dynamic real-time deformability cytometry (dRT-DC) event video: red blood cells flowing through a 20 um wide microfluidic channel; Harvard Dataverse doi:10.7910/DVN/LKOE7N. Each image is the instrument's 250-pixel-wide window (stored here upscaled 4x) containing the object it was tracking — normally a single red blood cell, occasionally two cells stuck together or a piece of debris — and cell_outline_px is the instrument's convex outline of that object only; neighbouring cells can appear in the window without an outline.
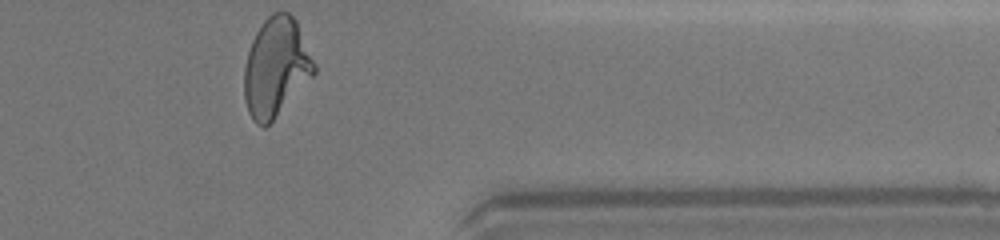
{"species": "human", "species_latin": "Homo sapiens", "temperature_condition": "warm", "stored_images_in_passage": 30, "camera_frame_rate_fps": 3000, "um_per_image_px": 0.085, "donor": {"sex": "female"}, "frame": {"image": 1, "passage_image": 30, "time_ms": 9.667, "image_size_px": [1000, 240], "cell_outline_px": [[316, 72], [272, 120], [264, 128], [256, 124], [252, 120], [248, 112], [244, 96], [244, 68], [248, 52], [252, 40], [260, 24], [272, 12], [288, 12], [296, 20], [316, 64]], "centroid_in_image_um": [23.44, 5.7], "position_along_channel_um": 388.0, "area_um2": 40.0}, "authors_computed_cell_mechanics": {"area_um2": 39.1884, "velocity_mm_per_s": 4.3876, "shape_relaxation_time_tau1_ms": 5.552, "shape_relaxation_time_tau2_ms": 0.9171, "deformation_change_tau1": 0.261, "deformation_change_tau2": 0.0853}}